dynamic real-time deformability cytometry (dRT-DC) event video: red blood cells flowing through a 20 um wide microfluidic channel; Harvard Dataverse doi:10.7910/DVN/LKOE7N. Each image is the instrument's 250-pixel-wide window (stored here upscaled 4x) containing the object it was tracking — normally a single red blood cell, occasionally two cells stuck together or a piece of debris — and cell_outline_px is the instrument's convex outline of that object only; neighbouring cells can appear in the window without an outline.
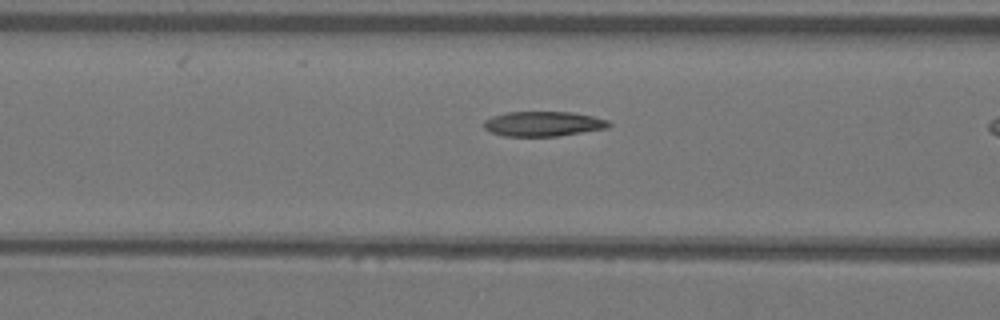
{"species": "Egyptian fruit bat (a non-hibernating species)", "species_latin": "Rousettus aegyptiacus", "temperature_condition": "warm", "stored_images_in_passage": 10, "camera_frame_rate_fps": 3000, "um_per_image_px": 0.085, "animal": {"sex": "female"}, "frame": {"image": 1, "passage_image": 9, "time_ms": 2.667, "image_size_px": [1000, 320], "cell_outline_px": [[612, 124], [608, 128], [556, 136], [504, 136], [492, 132], [484, 128], [484, 120], [492, 116], [508, 112], [572, 112], [592, 116], [608, 120]], "centroid_in_image_um": [46.18, 10.52], "position_along_channel_um": 120.4, "area_um2": 18.03}}